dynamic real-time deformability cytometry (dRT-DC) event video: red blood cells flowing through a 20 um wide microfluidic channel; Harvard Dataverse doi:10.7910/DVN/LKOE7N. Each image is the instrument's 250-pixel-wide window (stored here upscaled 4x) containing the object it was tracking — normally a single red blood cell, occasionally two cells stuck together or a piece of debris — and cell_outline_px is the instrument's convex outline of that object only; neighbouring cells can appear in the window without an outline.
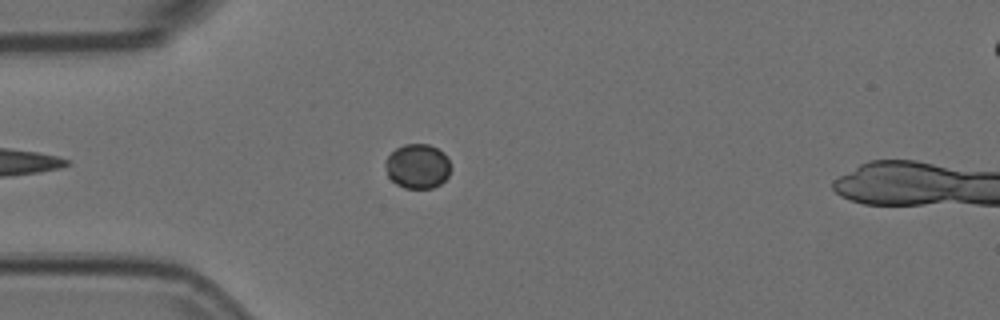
{"species": "Egyptian fruit bat (a non-hibernating species)", "species_latin": "Rousettus aegyptiacus", "temperature_condition": "room temperature", "stored_images_in_passage": 48, "camera_frame_rate_fps": 3000, "um_per_image_px": 0.085, "animal": {"sex": "female"}, "frame": {"image": 1, "passage_image": 7, "time_ms": 2.0, "image_size_px": [1000, 320], "cell_outline_px": [[452, 168], [448, 176], [440, 184], [432, 188], [404, 188], [396, 184], [388, 176], [384, 168], [384, 164], [388, 156], [396, 148], [404, 144], [428, 144], [444, 152]], "centroid_in_image_um": [35.49, 14.13], "position_along_channel_um": 49.5, "area_um2": 17.11}}
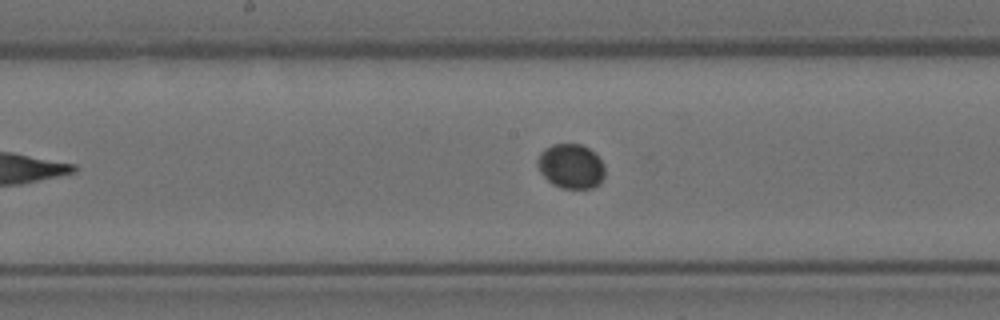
{"frame": {"image": 2, "passage_image": 20, "time_ms": 6.333, "image_size_px": [1000, 320], "cell_outline_px": [[604, 176], [600, 184], [592, 188], [560, 188], [552, 184], [540, 172], [536, 164], [536, 160], [540, 152], [544, 148], [552, 144], [580, 144], [588, 148], [604, 164]], "centroid_in_image_um": [48.5, 14.13], "position_along_channel_um": 199.7, "area_um2": 17.57}}
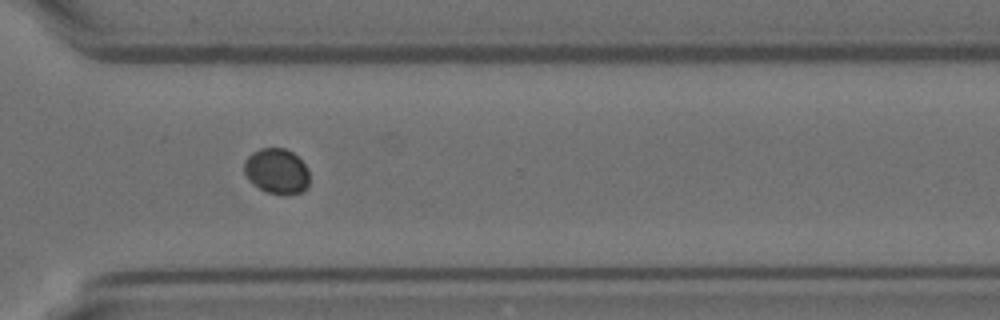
{"frame": {"image": 3, "passage_image": 32, "time_ms": 10.333, "image_size_px": [1000, 320], "cell_outline_px": [[308, 188], [304, 192], [268, 192], [252, 184], [248, 180], [244, 172], [244, 160], [252, 152], [260, 148], [284, 148], [292, 152], [304, 164], [308, 172]], "centroid_in_image_um": [23.49, 14.51], "position_along_channel_um": 347.1, "area_um2": 16.94}}